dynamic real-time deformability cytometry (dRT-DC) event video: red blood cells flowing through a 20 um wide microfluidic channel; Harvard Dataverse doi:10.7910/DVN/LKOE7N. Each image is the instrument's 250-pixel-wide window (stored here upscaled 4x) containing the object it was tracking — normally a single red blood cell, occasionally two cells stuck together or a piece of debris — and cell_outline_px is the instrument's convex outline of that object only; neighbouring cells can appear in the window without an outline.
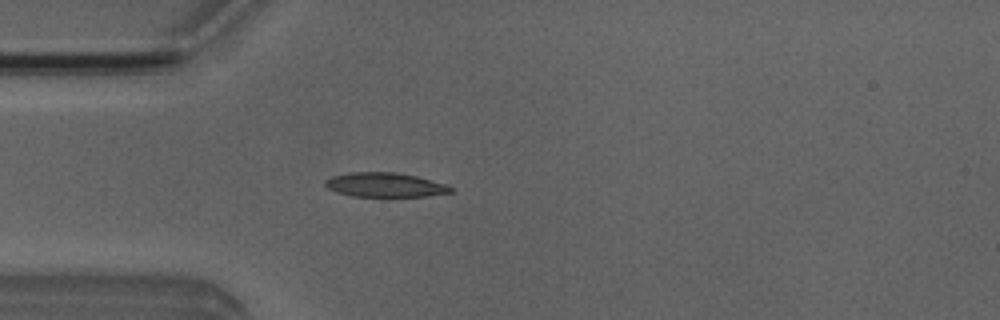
{"species": "Egyptian fruit bat (a non-hibernating species)", "species_latin": "Rousettus aegyptiacus", "temperature_condition": "room temperature", "stored_images_in_passage": 4, "camera_frame_rate_fps": 3000, "um_per_image_px": 0.085, "animal": {"sex": "male"}, "frame": {"image": 1, "passage_image": 4, "time_ms": 3.667, "image_size_px": [1000, 320], "cell_outline_px": [[452, 192], [428, 196], [384, 200], [352, 196], [336, 192], [328, 188], [324, 184], [324, 180], [332, 176], [352, 172], [396, 172], [416, 176], [444, 184], [452, 188]], "centroid_in_image_um": [32.7, 15.77], "position_along_channel_um": 52.3, "area_um2": 18.73}}